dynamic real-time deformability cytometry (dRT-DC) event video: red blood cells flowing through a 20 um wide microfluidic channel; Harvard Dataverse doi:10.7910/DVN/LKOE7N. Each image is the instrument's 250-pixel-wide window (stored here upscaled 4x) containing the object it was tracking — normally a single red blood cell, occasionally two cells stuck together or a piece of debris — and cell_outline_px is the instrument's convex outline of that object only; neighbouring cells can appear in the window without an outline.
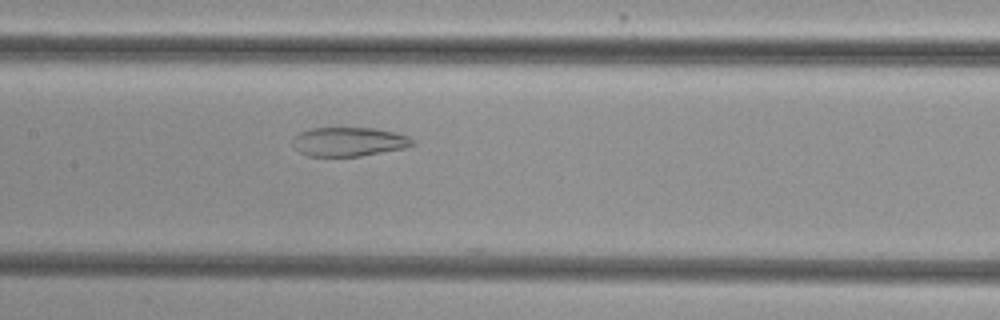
{"species": "common noctule bat (a hibernating species)", "species_latin": "Nyctalus noctula", "temperature_condition": "cold", "stored_images_in_passage": 45, "camera_frame_rate_fps": 3000, "um_per_image_px": 0.085, "animal": {"sex": "female", "body_mass_g": 29.2, "forearm_length_mm": 56.3}, "frame": {"image": 1, "passage_image": 18, "time_ms": 5.667, "image_size_px": [1000, 320], "cell_outline_px": [[416, 144], [404, 148], [360, 156], [308, 156], [300, 152], [296, 148], [292, 140], [292, 136], [300, 132], [312, 128], [376, 128], [396, 132], [408, 136], [416, 140]], "centroid_in_image_um": [29.68, 12.04], "position_along_channel_um": 177.7, "area_um2": 20.4}}
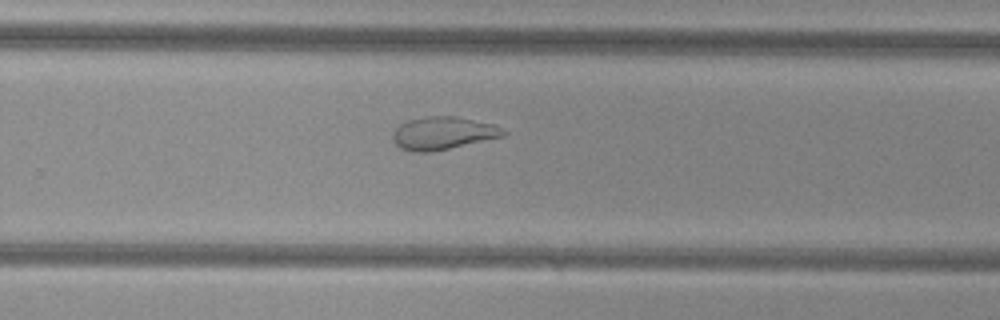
{"frame": {"image": 2, "passage_image": 27, "time_ms": 8.667, "image_size_px": [1000, 320], "cell_outline_px": [[508, 132], [504, 136], [432, 152], [412, 152], [400, 148], [392, 140], [392, 132], [400, 124], [408, 120], [424, 116], [456, 116], [496, 124]], "centroid_in_image_um": [37.65, 11.31], "position_along_channel_um": 292.2, "area_um2": 21.39}}
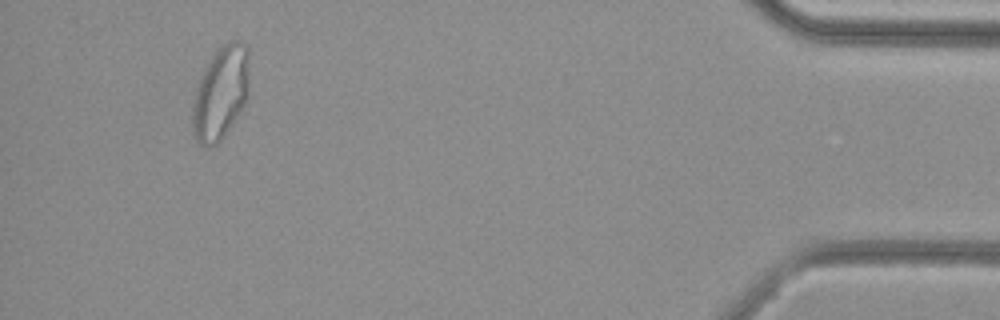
{"frame": {"image": 3, "passage_image": 42, "time_ms": 13.667, "image_size_px": [1000, 320], "cell_outline_px": [[248, 96], [236, 120], [220, 140], [216, 144], [200, 144], [196, 140], [192, 132], [192, 108], [196, 88], [200, 76], [208, 60], [216, 48], [224, 44], [236, 40], [240, 40], [248, 48]], "centroid_in_image_um": [18.75, 7.87], "position_along_channel_um": 416.5, "area_um2": 30.92}, "authors_computed_cell_mechanics": {"area_um2": 25.432, "velocity_mm_per_s": 3.8208, "shape_relaxation_time_tau1_ms": null, "shape_relaxation_time_tau2_ms": 2.6966, "deformation_change_tau1": null, "deformation_change_tau2": 0.0803}}